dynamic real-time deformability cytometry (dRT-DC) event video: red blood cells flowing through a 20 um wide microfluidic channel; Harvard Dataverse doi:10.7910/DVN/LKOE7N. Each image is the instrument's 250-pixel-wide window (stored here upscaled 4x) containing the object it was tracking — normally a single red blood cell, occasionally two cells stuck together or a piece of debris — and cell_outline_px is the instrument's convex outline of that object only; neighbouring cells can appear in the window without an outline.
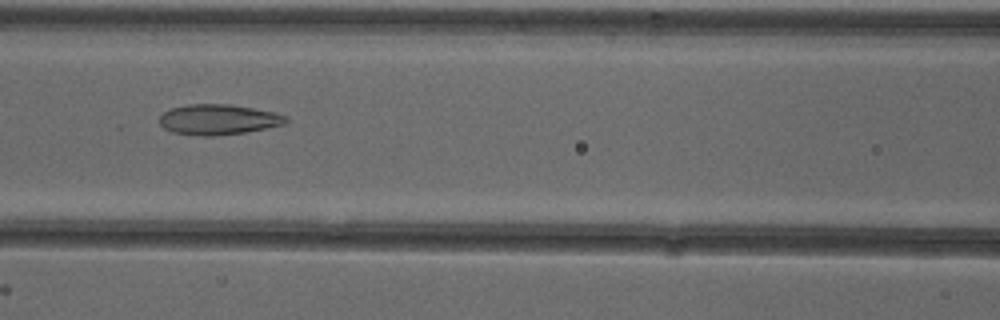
{"species": "common noctule bat (a hibernating species)", "species_latin": "Nyctalus noctula", "temperature_condition": "cold", "stored_images_in_passage": 47, "camera_frame_rate_fps": 3000, "um_per_image_px": 0.085, "animal": {"sex": "female"}, "frame": {"image": 1, "passage_image": 18, "time_ms": 5.667, "image_size_px": [1000, 320], "cell_outline_px": [[288, 120], [284, 124], [244, 132], [216, 136], [204, 136], [172, 132], [164, 128], [160, 124], [160, 116], [164, 112], [172, 108], [188, 104], [228, 104], [252, 108], [272, 112], [288, 116]], "centroid_in_image_um": [18.54, 10.16], "position_along_channel_um": 148.1, "area_um2": 22.14}}
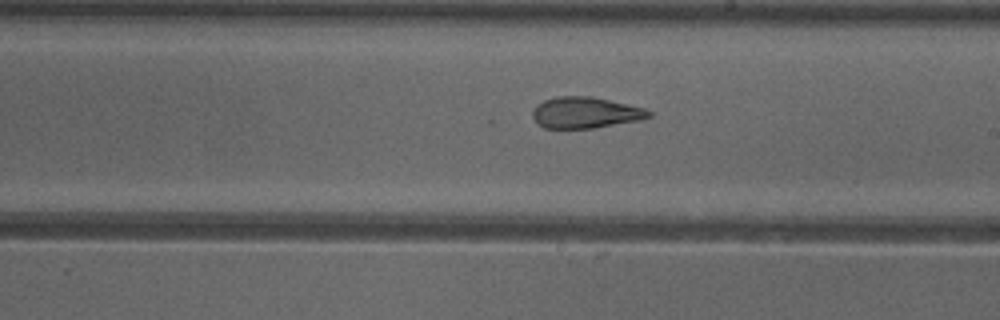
{"frame": {"image": 2, "passage_image": 25, "time_ms": 8.0, "image_size_px": [1000, 320], "cell_outline_px": [[652, 116], [640, 120], [592, 128], [544, 128], [536, 124], [532, 116], [532, 112], [536, 104], [544, 100], [556, 96], [592, 96], [644, 108], [652, 112]], "centroid_in_image_um": [49.72, 9.57], "position_along_channel_um": 239.3, "area_um2": 21.21}}
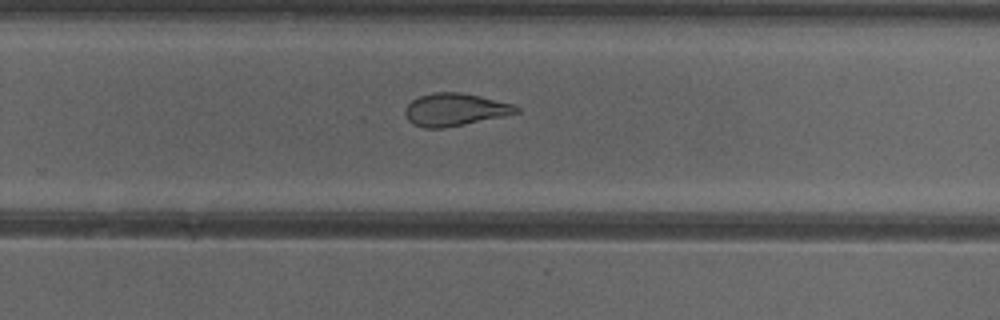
{"frame": {"image": 3, "passage_image": 29, "time_ms": 9.333, "image_size_px": [1000, 320], "cell_outline_px": [[520, 112], [504, 116], [444, 128], [424, 128], [412, 124], [408, 120], [404, 112], [408, 104], [412, 100], [420, 96], [432, 92], [460, 92], [480, 96], [512, 104], [520, 108]], "centroid_in_image_um": [38.65, 9.32], "position_along_channel_um": 291.1, "area_um2": 21.04}, "authors_computed_cell_mechanics": {"area_um2": 24.1604, "velocity_mm_per_s": 3.9086, "shape_relaxation_time_tau1_ms": null, "shape_relaxation_time_tau2_ms": 2.0556, "deformation_change_tau1": null, "deformation_change_tau2": 0.0846}}